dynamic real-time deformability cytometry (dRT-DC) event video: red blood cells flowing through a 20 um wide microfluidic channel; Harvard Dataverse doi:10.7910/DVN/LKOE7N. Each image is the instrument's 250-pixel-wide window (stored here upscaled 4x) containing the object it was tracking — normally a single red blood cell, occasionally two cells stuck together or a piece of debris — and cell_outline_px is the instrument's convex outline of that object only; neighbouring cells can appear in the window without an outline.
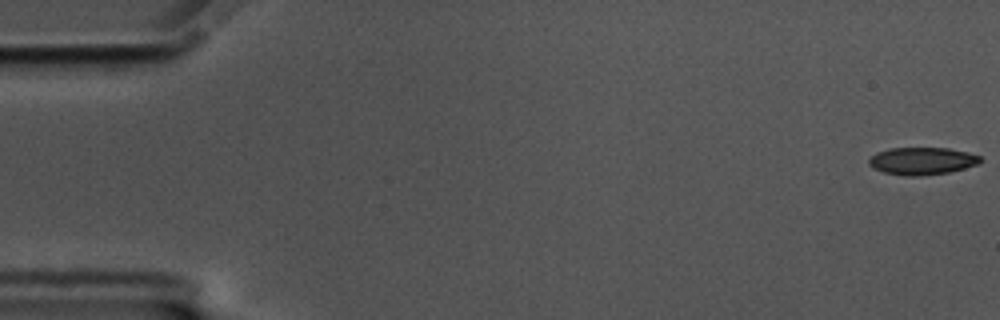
{"species": "common noctule bat (a hibernating species)", "species_latin": "Nyctalus noctula", "temperature_condition": "cold", "stored_images_in_passage": 58, "camera_frame_rate_fps": 3000, "um_per_image_px": 0.085, "animal": {"sex": "male", "body_mass_g": 17.5, "forearm_length_mm": 52.3}, "frame": {"image": 1, "passage_image": 1, "time_ms": 0.0, "image_size_px": [1000, 320], "cell_outline_px": [[980, 160], [976, 164], [964, 168], [948, 172], [916, 176], [904, 176], [884, 172], [872, 168], [868, 164], [868, 160], [876, 152], [888, 148], [948, 148], [968, 152], [980, 156]], "centroid_in_image_um": [78.32, 13.67], "position_along_channel_um": 6.7, "area_um2": 17.69}}
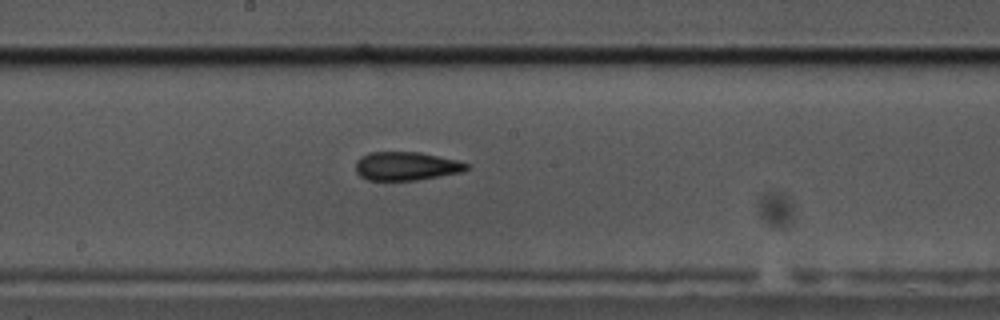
{"frame": {"image": 2, "passage_image": 31, "time_ms": 10.0, "image_size_px": [1000, 320], "cell_outline_px": [[472, 164], [464, 172], [416, 180], [368, 180], [360, 176], [356, 172], [356, 160], [360, 156], [372, 152], [420, 152], [460, 160]], "centroid_in_image_um": [34.58, 14.11], "position_along_channel_um": 213.6, "area_um2": 18.73}}
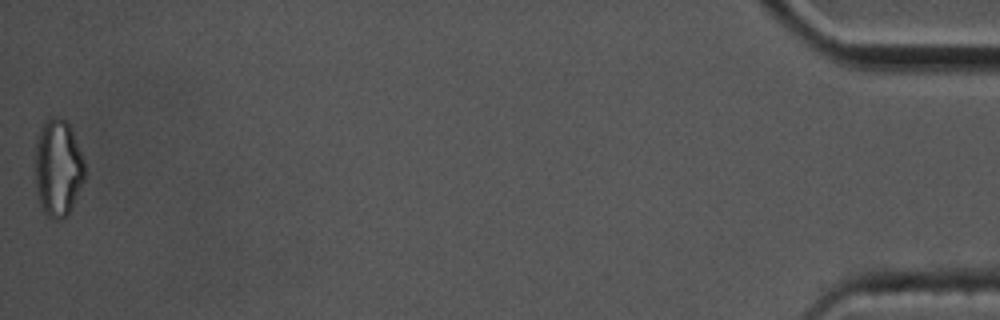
{"frame": {"image": 3, "passage_image": 58, "time_ms": 19.0, "image_size_px": [1000, 320], "cell_outline_px": [[84, 180], [68, 216], [60, 220], [56, 220], [48, 216], [44, 212], [40, 204], [36, 188], [36, 136], [44, 120], [48, 116], [60, 116], [68, 124], [72, 132], [84, 160]], "centroid_in_image_um": [4.92, 14.26], "position_along_channel_um": 430.3, "area_um2": 28.15}, "authors_computed_cell_mechanics": {"area_um2": 18.8428, "velocity_mm_per_s": 3.4871, "shape_relaxation_time_tau1_ms": null, "shape_relaxation_time_tau2_ms": 3.5275, "deformation_change_tau1": null, "deformation_change_tau2": 0.1236}}